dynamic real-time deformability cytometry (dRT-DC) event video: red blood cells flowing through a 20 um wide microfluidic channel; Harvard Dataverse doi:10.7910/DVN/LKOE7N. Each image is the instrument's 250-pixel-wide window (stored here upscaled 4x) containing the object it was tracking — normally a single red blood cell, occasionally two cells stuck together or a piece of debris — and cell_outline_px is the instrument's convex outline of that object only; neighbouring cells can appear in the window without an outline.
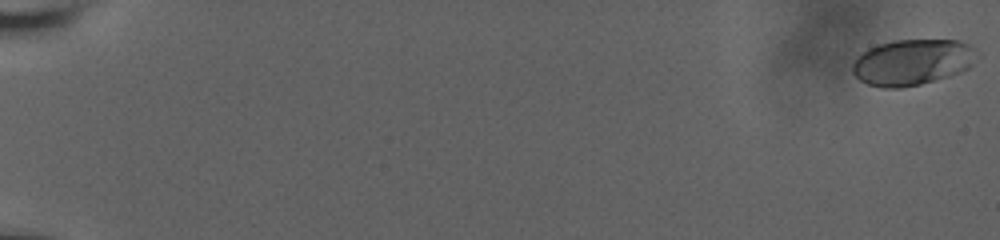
{"species": "human", "species_latin": "Homo sapiens", "temperature_condition": "room temperature", "stored_images_in_passage": 57, "camera_frame_rate_fps": 3000, "um_per_image_px": 0.085, "donor": {"sex": "male"}, "frame": {"image": 1, "passage_image": 1, "time_ms": 0.0, "image_size_px": [1000, 240], "cell_outline_px": [[976, 48], [968, 68], [960, 72], [948, 76], [920, 84], [900, 88], [884, 88], [868, 84], [860, 80], [852, 72], [852, 64], [856, 56], [868, 48], [892, 40], [960, 40]], "centroid_in_image_um": [77.48, 5.28], "position_along_channel_um": 7.5, "area_um2": 33.06}}
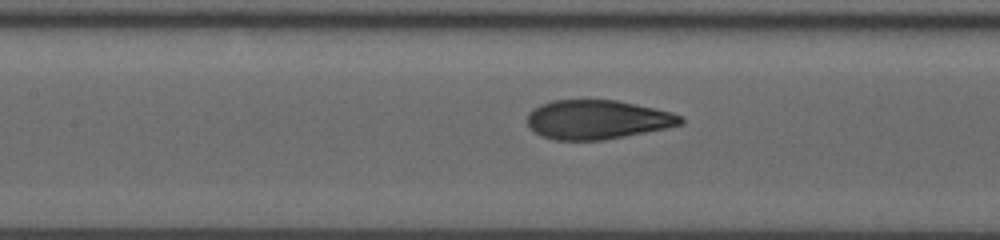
{"frame": {"image": 2, "passage_image": 32, "time_ms": 10.333, "image_size_px": [1000, 240], "cell_outline_px": [[684, 124], [668, 128], [604, 140], [552, 140], [540, 136], [528, 128], [528, 112], [532, 108], [540, 104], [552, 100], [616, 100], [636, 104], [672, 112], [684, 116]], "centroid_in_image_um": [50.77, 10.17], "position_along_channel_um": 156.6, "area_um2": 35.43}}
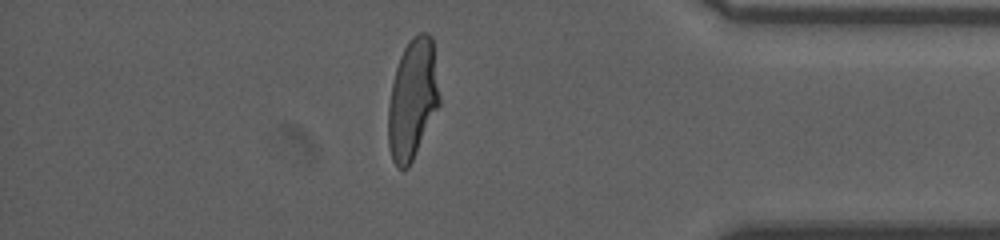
{"frame": {"image": 3, "passage_image": 54, "time_ms": 17.667, "image_size_px": [1000, 240], "cell_outline_px": [[440, 104], [408, 168], [396, 168], [392, 160], [388, 148], [388, 104], [392, 84], [396, 68], [400, 56], [408, 40], [412, 36], [420, 32], [428, 32], [432, 36], [440, 96]], "centroid_in_image_um": [35.06, 8.41], "position_along_channel_um": 400.1, "area_um2": 36.01}}